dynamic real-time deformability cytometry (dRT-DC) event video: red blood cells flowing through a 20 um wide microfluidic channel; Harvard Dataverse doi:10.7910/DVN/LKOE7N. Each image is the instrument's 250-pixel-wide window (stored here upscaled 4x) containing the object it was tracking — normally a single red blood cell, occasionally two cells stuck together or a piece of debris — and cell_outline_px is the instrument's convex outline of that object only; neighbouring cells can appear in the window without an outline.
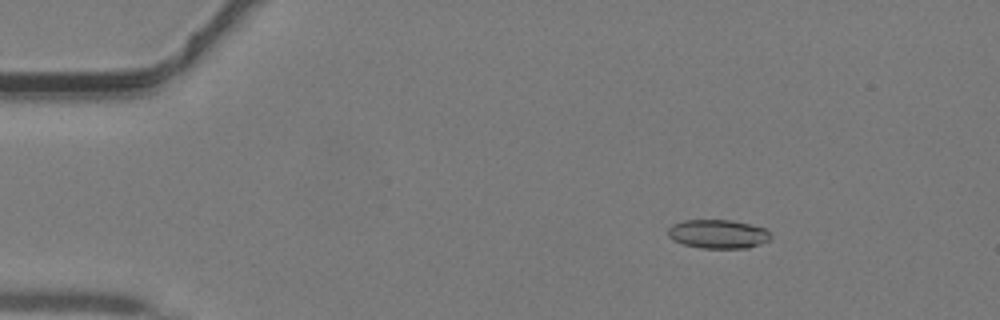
{"species": "common noctule bat (a hibernating species)", "species_latin": "Nyctalus noctula", "temperature_condition": "warm", "stored_images_in_passage": 44, "camera_frame_rate_fps": 3000, "um_per_image_px": 0.085, "animal": {"sex": "male", "body_mass_g": 19.2, "forearm_length_mm": 51.8}, "frame": {"image": 1, "passage_image": 7, "time_ms": 2.0, "image_size_px": [1000, 320], "cell_outline_px": [[772, 240], [748, 248], [700, 248], [684, 244], [672, 240], [668, 236], [668, 228], [672, 224], [684, 220], [732, 220], [764, 228], [772, 236]], "centroid_in_image_um": [61.03, 19.89], "position_along_channel_um": 24.0, "area_um2": 17.34}}
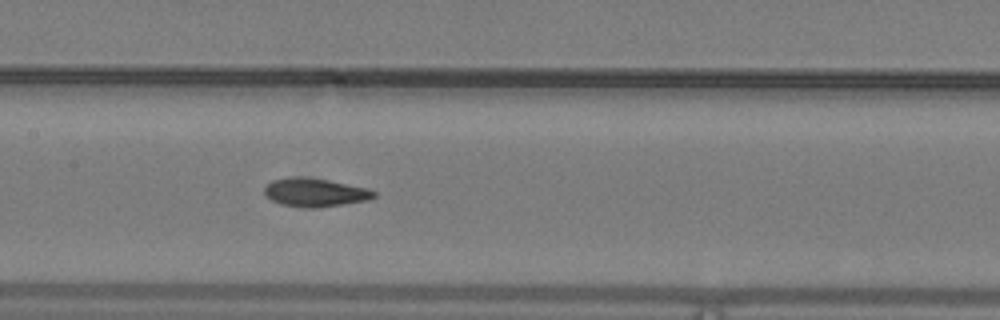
{"frame": {"image": 2, "passage_image": 22, "time_ms": 7.0, "image_size_px": [1000, 320], "cell_outline_px": [[376, 196], [368, 200], [344, 204], [316, 208], [280, 204], [264, 196], [264, 188], [272, 180], [292, 176], [304, 176], [328, 180], [368, 188], [376, 192]], "centroid_in_image_um": [26.77, 16.34], "position_along_channel_um": 180.6, "area_um2": 18.21}}
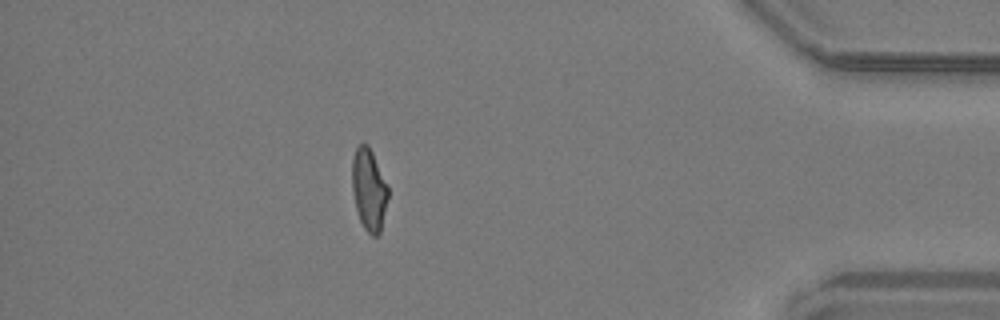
{"frame": {"image": 3, "passage_image": 39, "time_ms": 12.667, "image_size_px": [1000, 320], "cell_outline_px": [[388, 196], [380, 232], [376, 236], [372, 236], [364, 228], [360, 220], [356, 208], [352, 188], [352, 160], [356, 148], [360, 144], [368, 144], [372, 152], [388, 188]], "centroid_in_image_um": [31.35, 16.12], "position_along_channel_um": 403.9, "area_um2": 16.82}}